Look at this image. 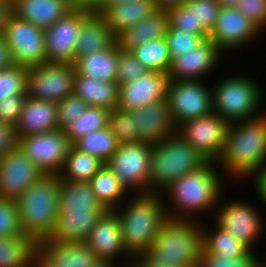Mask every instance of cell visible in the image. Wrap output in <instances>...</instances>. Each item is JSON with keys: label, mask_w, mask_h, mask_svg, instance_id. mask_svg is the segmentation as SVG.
<instances>
[{"label": "cell", "mask_w": 266, "mask_h": 267, "mask_svg": "<svg viewBox=\"0 0 266 267\" xmlns=\"http://www.w3.org/2000/svg\"><path fill=\"white\" fill-rule=\"evenodd\" d=\"M258 207L242 198L236 201L234 198L229 200L228 197L227 201L226 197L221 195L212 218L251 251L256 252L255 249L258 248L256 246L262 239H266L264 237L266 235V219Z\"/></svg>", "instance_id": "cell-8"}, {"label": "cell", "mask_w": 266, "mask_h": 267, "mask_svg": "<svg viewBox=\"0 0 266 267\" xmlns=\"http://www.w3.org/2000/svg\"><path fill=\"white\" fill-rule=\"evenodd\" d=\"M58 174H44L16 200L22 232L37 244L50 237L59 214Z\"/></svg>", "instance_id": "cell-4"}, {"label": "cell", "mask_w": 266, "mask_h": 267, "mask_svg": "<svg viewBox=\"0 0 266 267\" xmlns=\"http://www.w3.org/2000/svg\"><path fill=\"white\" fill-rule=\"evenodd\" d=\"M132 267H174L170 264H163L154 258H150L147 254L137 256L132 260Z\"/></svg>", "instance_id": "cell-53"}, {"label": "cell", "mask_w": 266, "mask_h": 267, "mask_svg": "<svg viewBox=\"0 0 266 267\" xmlns=\"http://www.w3.org/2000/svg\"><path fill=\"white\" fill-rule=\"evenodd\" d=\"M106 210H59L49 238L57 242H86L96 222Z\"/></svg>", "instance_id": "cell-22"}, {"label": "cell", "mask_w": 266, "mask_h": 267, "mask_svg": "<svg viewBox=\"0 0 266 267\" xmlns=\"http://www.w3.org/2000/svg\"><path fill=\"white\" fill-rule=\"evenodd\" d=\"M261 257H262V258H263V257H266V254H265V256H261ZM265 259H266V258H265ZM265 259H263V260L261 259V266H262V267H266V260H265Z\"/></svg>", "instance_id": "cell-61"}, {"label": "cell", "mask_w": 266, "mask_h": 267, "mask_svg": "<svg viewBox=\"0 0 266 267\" xmlns=\"http://www.w3.org/2000/svg\"><path fill=\"white\" fill-rule=\"evenodd\" d=\"M186 4L193 9L196 24L209 36L215 26L221 9L217 0H187Z\"/></svg>", "instance_id": "cell-43"}, {"label": "cell", "mask_w": 266, "mask_h": 267, "mask_svg": "<svg viewBox=\"0 0 266 267\" xmlns=\"http://www.w3.org/2000/svg\"><path fill=\"white\" fill-rule=\"evenodd\" d=\"M110 110L102 107L88 106L82 115L67 125L63 131L73 144L79 138L108 127Z\"/></svg>", "instance_id": "cell-36"}, {"label": "cell", "mask_w": 266, "mask_h": 267, "mask_svg": "<svg viewBox=\"0 0 266 267\" xmlns=\"http://www.w3.org/2000/svg\"><path fill=\"white\" fill-rule=\"evenodd\" d=\"M251 182L253 183V188L256 191V198L261 201L260 203L266 209V170L256 175Z\"/></svg>", "instance_id": "cell-52"}, {"label": "cell", "mask_w": 266, "mask_h": 267, "mask_svg": "<svg viewBox=\"0 0 266 267\" xmlns=\"http://www.w3.org/2000/svg\"><path fill=\"white\" fill-rule=\"evenodd\" d=\"M204 80H169L167 101L176 126L213 112L212 86Z\"/></svg>", "instance_id": "cell-10"}, {"label": "cell", "mask_w": 266, "mask_h": 267, "mask_svg": "<svg viewBox=\"0 0 266 267\" xmlns=\"http://www.w3.org/2000/svg\"><path fill=\"white\" fill-rule=\"evenodd\" d=\"M128 112L134 118L138 142L155 144L177 133L167 99Z\"/></svg>", "instance_id": "cell-21"}, {"label": "cell", "mask_w": 266, "mask_h": 267, "mask_svg": "<svg viewBox=\"0 0 266 267\" xmlns=\"http://www.w3.org/2000/svg\"><path fill=\"white\" fill-rule=\"evenodd\" d=\"M258 256V251L250 250L245 256L227 258L209 253L202 247L199 267H260L262 258Z\"/></svg>", "instance_id": "cell-39"}, {"label": "cell", "mask_w": 266, "mask_h": 267, "mask_svg": "<svg viewBox=\"0 0 266 267\" xmlns=\"http://www.w3.org/2000/svg\"><path fill=\"white\" fill-rule=\"evenodd\" d=\"M114 211L118 215L124 247L133 259L147 253L159 228L169 218L161 193L131 194Z\"/></svg>", "instance_id": "cell-3"}, {"label": "cell", "mask_w": 266, "mask_h": 267, "mask_svg": "<svg viewBox=\"0 0 266 267\" xmlns=\"http://www.w3.org/2000/svg\"><path fill=\"white\" fill-rule=\"evenodd\" d=\"M59 210H106L89 182L60 180Z\"/></svg>", "instance_id": "cell-33"}, {"label": "cell", "mask_w": 266, "mask_h": 267, "mask_svg": "<svg viewBox=\"0 0 266 267\" xmlns=\"http://www.w3.org/2000/svg\"><path fill=\"white\" fill-rule=\"evenodd\" d=\"M118 86L116 81H101L76 75L74 93L88 106L102 107L111 111L117 108Z\"/></svg>", "instance_id": "cell-30"}, {"label": "cell", "mask_w": 266, "mask_h": 267, "mask_svg": "<svg viewBox=\"0 0 266 267\" xmlns=\"http://www.w3.org/2000/svg\"><path fill=\"white\" fill-rule=\"evenodd\" d=\"M16 128L19 137L59 129L57 103L27 96Z\"/></svg>", "instance_id": "cell-25"}, {"label": "cell", "mask_w": 266, "mask_h": 267, "mask_svg": "<svg viewBox=\"0 0 266 267\" xmlns=\"http://www.w3.org/2000/svg\"><path fill=\"white\" fill-rule=\"evenodd\" d=\"M0 2H5V3H13V0H0Z\"/></svg>", "instance_id": "cell-62"}, {"label": "cell", "mask_w": 266, "mask_h": 267, "mask_svg": "<svg viewBox=\"0 0 266 267\" xmlns=\"http://www.w3.org/2000/svg\"><path fill=\"white\" fill-rule=\"evenodd\" d=\"M2 36L11 47L16 65L30 68L47 63L44 29L11 14Z\"/></svg>", "instance_id": "cell-12"}, {"label": "cell", "mask_w": 266, "mask_h": 267, "mask_svg": "<svg viewBox=\"0 0 266 267\" xmlns=\"http://www.w3.org/2000/svg\"><path fill=\"white\" fill-rule=\"evenodd\" d=\"M27 94L9 96L0 101V122L16 126Z\"/></svg>", "instance_id": "cell-48"}, {"label": "cell", "mask_w": 266, "mask_h": 267, "mask_svg": "<svg viewBox=\"0 0 266 267\" xmlns=\"http://www.w3.org/2000/svg\"><path fill=\"white\" fill-rule=\"evenodd\" d=\"M72 144L61 129L20 137L19 147L44 174H59Z\"/></svg>", "instance_id": "cell-14"}, {"label": "cell", "mask_w": 266, "mask_h": 267, "mask_svg": "<svg viewBox=\"0 0 266 267\" xmlns=\"http://www.w3.org/2000/svg\"><path fill=\"white\" fill-rule=\"evenodd\" d=\"M44 175L19 148L0 157V197L16 200Z\"/></svg>", "instance_id": "cell-19"}, {"label": "cell", "mask_w": 266, "mask_h": 267, "mask_svg": "<svg viewBox=\"0 0 266 267\" xmlns=\"http://www.w3.org/2000/svg\"><path fill=\"white\" fill-rule=\"evenodd\" d=\"M168 82L167 73L149 71L140 78L119 85L117 108L131 111L166 100Z\"/></svg>", "instance_id": "cell-20"}, {"label": "cell", "mask_w": 266, "mask_h": 267, "mask_svg": "<svg viewBox=\"0 0 266 267\" xmlns=\"http://www.w3.org/2000/svg\"><path fill=\"white\" fill-rule=\"evenodd\" d=\"M74 9L71 0H13L12 14L46 29Z\"/></svg>", "instance_id": "cell-23"}, {"label": "cell", "mask_w": 266, "mask_h": 267, "mask_svg": "<svg viewBox=\"0 0 266 267\" xmlns=\"http://www.w3.org/2000/svg\"><path fill=\"white\" fill-rule=\"evenodd\" d=\"M30 267H57L49 262L38 250L32 256Z\"/></svg>", "instance_id": "cell-56"}, {"label": "cell", "mask_w": 266, "mask_h": 267, "mask_svg": "<svg viewBox=\"0 0 266 267\" xmlns=\"http://www.w3.org/2000/svg\"><path fill=\"white\" fill-rule=\"evenodd\" d=\"M80 29L81 9L78 8L44 29L47 63L74 64Z\"/></svg>", "instance_id": "cell-18"}, {"label": "cell", "mask_w": 266, "mask_h": 267, "mask_svg": "<svg viewBox=\"0 0 266 267\" xmlns=\"http://www.w3.org/2000/svg\"><path fill=\"white\" fill-rule=\"evenodd\" d=\"M118 41L89 55L75 58L76 75H84L101 81H116Z\"/></svg>", "instance_id": "cell-29"}, {"label": "cell", "mask_w": 266, "mask_h": 267, "mask_svg": "<svg viewBox=\"0 0 266 267\" xmlns=\"http://www.w3.org/2000/svg\"><path fill=\"white\" fill-rule=\"evenodd\" d=\"M88 107L87 103L75 93L65 97L57 103V117L59 129L63 130L75 118L82 115Z\"/></svg>", "instance_id": "cell-47"}, {"label": "cell", "mask_w": 266, "mask_h": 267, "mask_svg": "<svg viewBox=\"0 0 266 267\" xmlns=\"http://www.w3.org/2000/svg\"><path fill=\"white\" fill-rule=\"evenodd\" d=\"M221 7L232 8L237 7L240 0H217Z\"/></svg>", "instance_id": "cell-59"}, {"label": "cell", "mask_w": 266, "mask_h": 267, "mask_svg": "<svg viewBox=\"0 0 266 267\" xmlns=\"http://www.w3.org/2000/svg\"><path fill=\"white\" fill-rule=\"evenodd\" d=\"M117 64L116 82L118 85L133 81L149 72L130 51L122 50L119 43Z\"/></svg>", "instance_id": "cell-44"}, {"label": "cell", "mask_w": 266, "mask_h": 267, "mask_svg": "<svg viewBox=\"0 0 266 267\" xmlns=\"http://www.w3.org/2000/svg\"><path fill=\"white\" fill-rule=\"evenodd\" d=\"M86 244L100 260L113 261L122 267L132 264L133 258L124 247L118 215L114 210L104 212L91 230Z\"/></svg>", "instance_id": "cell-16"}, {"label": "cell", "mask_w": 266, "mask_h": 267, "mask_svg": "<svg viewBox=\"0 0 266 267\" xmlns=\"http://www.w3.org/2000/svg\"><path fill=\"white\" fill-rule=\"evenodd\" d=\"M38 251L57 267H90L98 260L86 242L43 240Z\"/></svg>", "instance_id": "cell-26"}, {"label": "cell", "mask_w": 266, "mask_h": 267, "mask_svg": "<svg viewBox=\"0 0 266 267\" xmlns=\"http://www.w3.org/2000/svg\"><path fill=\"white\" fill-rule=\"evenodd\" d=\"M167 13L169 17V26L171 28L199 36H208L196 24L193 9H191L186 3L169 9Z\"/></svg>", "instance_id": "cell-45"}, {"label": "cell", "mask_w": 266, "mask_h": 267, "mask_svg": "<svg viewBox=\"0 0 266 267\" xmlns=\"http://www.w3.org/2000/svg\"><path fill=\"white\" fill-rule=\"evenodd\" d=\"M187 0H154L157 9L169 10L173 7H178L185 4Z\"/></svg>", "instance_id": "cell-57"}, {"label": "cell", "mask_w": 266, "mask_h": 267, "mask_svg": "<svg viewBox=\"0 0 266 267\" xmlns=\"http://www.w3.org/2000/svg\"><path fill=\"white\" fill-rule=\"evenodd\" d=\"M151 144L132 142L119 144L106 162L131 194L149 193Z\"/></svg>", "instance_id": "cell-9"}, {"label": "cell", "mask_w": 266, "mask_h": 267, "mask_svg": "<svg viewBox=\"0 0 266 267\" xmlns=\"http://www.w3.org/2000/svg\"><path fill=\"white\" fill-rule=\"evenodd\" d=\"M23 234L14 200L0 197V237Z\"/></svg>", "instance_id": "cell-46"}, {"label": "cell", "mask_w": 266, "mask_h": 267, "mask_svg": "<svg viewBox=\"0 0 266 267\" xmlns=\"http://www.w3.org/2000/svg\"><path fill=\"white\" fill-rule=\"evenodd\" d=\"M201 250L200 221L168 218L146 254L174 267H199Z\"/></svg>", "instance_id": "cell-6"}, {"label": "cell", "mask_w": 266, "mask_h": 267, "mask_svg": "<svg viewBox=\"0 0 266 267\" xmlns=\"http://www.w3.org/2000/svg\"><path fill=\"white\" fill-rule=\"evenodd\" d=\"M74 8L85 9L91 12H96L104 3L105 0H71Z\"/></svg>", "instance_id": "cell-54"}, {"label": "cell", "mask_w": 266, "mask_h": 267, "mask_svg": "<svg viewBox=\"0 0 266 267\" xmlns=\"http://www.w3.org/2000/svg\"><path fill=\"white\" fill-rule=\"evenodd\" d=\"M81 152L98 157L106 163L117 150L119 143L109 127L92 131L72 144Z\"/></svg>", "instance_id": "cell-38"}, {"label": "cell", "mask_w": 266, "mask_h": 267, "mask_svg": "<svg viewBox=\"0 0 266 267\" xmlns=\"http://www.w3.org/2000/svg\"><path fill=\"white\" fill-rule=\"evenodd\" d=\"M128 0H105V3L96 11L99 13L106 5L118 4Z\"/></svg>", "instance_id": "cell-60"}, {"label": "cell", "mask_w": 266, "mask_h": 267, "mask_svg": "<svg viewBox=\"0 0 266 267\" xmlns=\"http://www.w3.org/2000/svg\"><path fill=\"white\" fill-rule=\"evenodd\" d=\"M223 55L225 54L216 44L210 38H206L197 47L171 60L168 78L169 80H204L211 73L213 74L214 69H218L219 60H223Z\"/></svg>", "instance_id": "cell-17"}, {"label": "cell", "mask_w": 266, "mask_h": 267, "mask_svg": "<svg viewBox=\"0 0 266 267\" xmlns=\"http://www.w3.org/2000/svg\"><path fill=\"white\" fill-rule=\"evenodd\" d=\"M108 127L119 144L138 142L134 118L128 111L115 108L110 111Z\"/></svg>", "instance_id": "cell-40"}, {"label": "cell", "mask_w": 266, "mask_h": 267, "mask_svg": "<svg viewBox=\"0 0 266 267\" xmlns=\"http://www.w3.org/2000/svg\"><path fill=\"white\" fill-rule=\"evenodd\" d=\"M38 244L24 234L0 237V267H30Z\"/></svg>", "instance_id": "cell-34"}, {"label": "cell", "mask_w": 266, "mask_h": 267, "mask_svg": "<svg viewBox=\"0 0 266 267\" xmlns=\"http://www.w3.org/2000/svg\"><path fill=\"white\" fill-rule=\"evenodd\" d=\"M20 137L16 126L0 122V157L19 148Z\"/></svg>", "instance_id": "cell-50"}, {"label": "cell", "mask_w": 266, "mask_h": 267, "mask_svg": "<svg viewBox=\"0 0 266 267\" xmlns=\"http://www.w3.org/2000/svg\"><path fill=\"white\" fill-rule=\"evenodd\" d=\"M150 72L168 73L171 58L165 38L145 42L130 51Z\"/></svg>", "instance_id": "cell-37"}, {"label": "cell", "mask_w": 266, "mask_h": 267, "mask_svg": "<svg viewBox=\"0 0 266 267\" xmlns=\"http://www.w3.org/2000/svg\"><path fill=\"white\" fill-rule=\"evenodd\" d=\"M12 14V4L0 2V35L3 33L5 23Z\"/></svg>", "instance_id": "cell-55"}, {"label": "cell", "mask_w": 266, "mask_h": 267, "mask_svg": "<svg viewBox=\"0 0 266 267\" xmlns=\"http://www.w3.org/2000/svg\"><path fill=\"white\" fill-rule=\"evenodd\" d=\"M214 83L213 112L229 124L254 119L266 112L262 108L263 100L266 99L265 90L255 78L230 73Z\"/></svg>", "instance_id": "cell-5"}, {"label": "cell", "mask_w": 266, "mask_h": 267, "mask_svg": "<svg viewBox=\"0 0 266 267\" xmlns=\"http://www.w3.org/2000/svg\"><path fill=\"white\" fill-rule=\"evenodd\" d=\"M157 9L154 0H128L118 4L106 5L99 14L117 38L126 29L152 15Z\"/></svg>", "instance_id": "cell-24"}, {"label": "cell", "mask_w": 266, "mask_h": 267, "mask_svg": "<svg viewBox=\"0 0 266 267\" xmlns=\"http://www.w3.org/2000/svg\"><path fill=\"white\" fill-rule=\"evenodd\" d=\"M28 68L16 65L0 71V101L19 94H26Z\"/></svg>", "instance_id": "cell-41"}, {"label": "cell", "mask_w": 266, "mask_h": 267, "mask_svg": "<svg viewBox=\"0 0 266 267\" xmlns=\"http://www.w3.org/2000/svg\"><path fill=\"white\" fill-rule=\"evenodd\" d=\"M16 66L11 47L0 35V71L10 69Z\"/></svg>", "instance_id": "cell-51"}, {"label": "cell", "mask_w": 266, "mask_h": 267, "mask_svg": "<svg viewBox=\"0 0 266 267\" xmlns=\"http://www.w3.org/2000/svg\"><path fill=\"white\" fill-rule=\"evenodd\" d=\"M90 267H122V266L113 261L98 259L97 262H95Z\"/></svg>", "instance_id": "cell-58"}, {"label": "cell", "mask_w": 266, "mask_h": 267, "mask_svg": "<svg viewBox=\"0 0 266 267\" xmlns=\"http://www.w3.org/2000/svg\"><path fill=\"white\" fill-rule=\"evenodd\" d=\"M217 165L228 183H242L266 170V112L229 124Z\"/></svg>", "instance_id": "cell-2"}, {"label": "cell", "mask_w": 266, "mask_h": 267, "mask_svg": "<svg viewBox=\"0 0 266 267\" xmlns=\"http://www.w3.org/2000/svg\"><path fill=\"white\" fill-rule=\"evenodd\" d=\"M229 123L218 114L187 120L177 126V133L208 161L218 162L221 158Z\"/></svg>", "instance_id": "cell-13"}, {"label": "cell", "mask_w": 266, "mask_h": 267, "mask_svg": "<svg viewBox=\"0 0 266 267\" xmlns=\"http://www.w3.org/2000/svg\"><path fill=\"white\" fill-rule=\"evenodd\" d=\"M97 200L106 210H114L125 202L131 193L106 163L89 181Z\"/></svg>", "instance_id": "cell-31"}, {"label": "cell", "mask_w": 266, "mask_h": 267, "mask_svg": "<svg viewBox=\"0 0 266 267\" xmlns=\"http://www.w3.org/2000/svg\"><path fill=\"white\" fill-rule=\"evenodd\" d=\"M209 161L178 133L151 144L149 193H161L184 174Z\"/></svg>", "instance_id": "cell-7"}, {"label": "cell", "mask_w": 266, "mask_h": 267, "mask_svg": "<svg viewBox=\"0 0 266 267\" xmlns=\"http://www.w3.org/2000/svg\"><path fill=\"white\" fill-rule=\"evenodd\" d=\"M206 38H209V36H199L169 26L165 35V40L168 45V52L171 60L197 47Z\"/></svg>", "instance_id": "cell-42"}, {"label": "cell", "mask_w": 266, "mask_h": 267, "mask_svg": "<svg viewBox=\"0 0 266 267\" xmlns=\"http://www.w3.org/2000/svg\"><path fill=\"white\" fill-rule=\"evenodd\" d=\"M76 71L73 64L45 63L28 68L27 96L58 103L74 93Z\"/></svg>", "instance_id": "cell-11"}, {"label": "cell", "mask_w": 266, "mask_h": 267, "mask_svg": "<svg viewBox=\"0 0 266 267\" xmlns=\"http://www.w3.org/2000/svg\"><path fill=\"white\" fill-rule=\"evenodd\" d=\"M103 165L104 162L98 157L81 152L71 145L58 175L60 180L89 182Z\"/></svg>", "instance_id": "cell-35"}, {"label": "cell", "mask_w": 266, "mask_h": 267, "mask_svg": "<svg viewBox=\"0 0 266 267\" xmlns=\"http://www.w3.org/2000/svg\"><path fill=\"white\" fill-rule=\"evenodd\" d=\"M211 225L202 226V247L209 253L218 254L227 258L245 256L250 249L239 241L232 233L220 227L215 221ZM211 228V229H210Z\"/></svg>", "instance_id": "cell-32"}, {"label": "cell", "mask_w": 266, "mask_h": 267, "mask_svg": "<svg viewBox=\"0 0 266 267\" xmlns=\"http://www.w3.org/2000/svg\"><path fill=\"white\" fill-rule=\"evenodd\" d=\"M263 32L237 7H221L209 38L226 54L255 42Z\"/></svg>", "instance_id": "cell-15"}, {"label": "cell", "mask_w": 266, "mask_h": 267, "mask_svg": "<svg viewBox=\"0 0 266 267\" xmlns=\"http://www.w3.org/2000/svg\"><path fill=\"white\" fill-rule=\"evenodd\" d=\"M237 8L265 33L266 0H240Z\"/></svg>", "instance_id": "cell-49"}, {"label": "cell", "mask_w": 266, "mask_h": 267, "mask_svg": "<svg viewBox=\"0 0 266 267\" xmlns=\"http://www.w3.org/2000/svg\"><path fill=\"white\" fill-rule=\"evenodd\" d=\"M225 179L217 162L212 161L184 174L161 192L168 217L200 222L206 214L213 217L221 195H225Z\"/></svg>", "instance_id": "cell-1"}, {"label": "cell", "mask_w": 266, "mask_h": 267, "mask_svg": "<svg viewBox=\"0 0 266 267\" xmlns=\"http://www.w3.org/2000/svg\"><path fill=\"white\" fill-rule=\"evenodd\" d=\"M168 27L167 10L158 9L135 26L126 29L116 40L122 50L131 51L145 42L165 38Z\"/></svg>", "instance_id": "cell-28"}, {"label": "cell", "mask_w": 266, "mask_h": 267, "mask_svg": "<svg viewBox=\"0 0 266 267\" xmlns=\"http://www.w3.org/2000/svg\"><path fill=\"white\" fill-rule=\"evenodd\" d=\"M116 37L97 12L81 9V29L76 45V58L111 46Z\"/></svg>", "instance_id": "cell-27"}]
</instances>
